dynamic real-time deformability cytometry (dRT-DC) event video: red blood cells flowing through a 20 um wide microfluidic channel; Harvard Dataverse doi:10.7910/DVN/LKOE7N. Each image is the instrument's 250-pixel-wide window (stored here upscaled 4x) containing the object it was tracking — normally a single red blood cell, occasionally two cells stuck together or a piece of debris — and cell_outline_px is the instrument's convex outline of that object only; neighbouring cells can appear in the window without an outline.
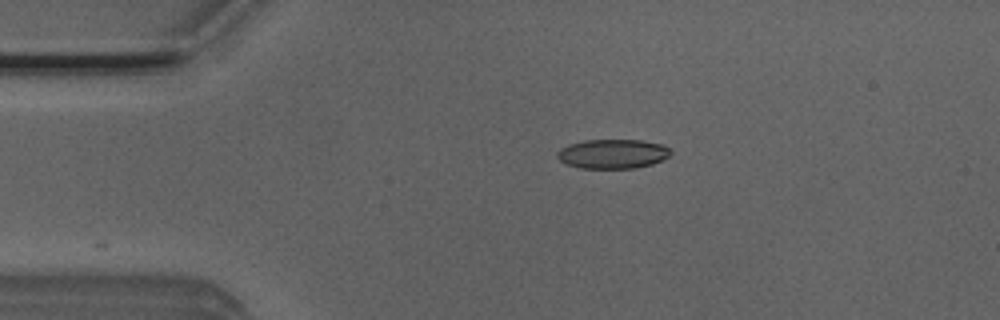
{"species": "Egyptian fruit bat (a non-hibernating species)", "species_latin": "Rousettus aegyptiacus", "temperature_condition": "room temperature", "stored_images_in_passage": 3, "camera_frame_rate_fps": 3000, "um_per_image_px": 0.085, "animal": {"sex": "male"}, "frame": {"image": 1, "passage_image": 3, "time_ms": 0.667, "image_size_px": [1000, 320], "cell_outline_px": [[672, 152], [668, 156], [652, 164], [636, 168], [580, 168], [568, 164], [560, 160], [556, 156], [556, 152], [560, 148], [568, 144], [584, 140], [640, 140], [664, 144]], "centroid_in_image_um": [52.06, 13.07], "position_along_channel_um": 32.9, "area_um2": 19.42}}